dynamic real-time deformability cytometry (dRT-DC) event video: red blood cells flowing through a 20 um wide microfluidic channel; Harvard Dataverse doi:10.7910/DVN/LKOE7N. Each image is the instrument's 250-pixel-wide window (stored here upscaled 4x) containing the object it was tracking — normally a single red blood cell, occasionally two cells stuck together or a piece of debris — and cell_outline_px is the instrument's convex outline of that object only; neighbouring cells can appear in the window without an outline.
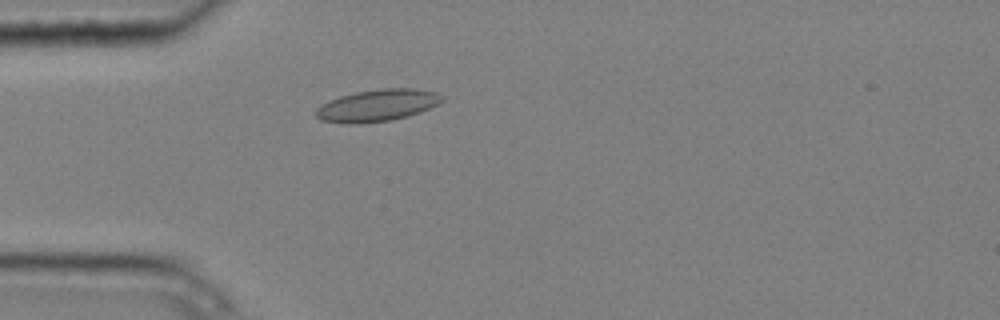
{"species": "common noctule bat (a hibernating species)", "species_latin": "Nyctalus noctula", "temperature_condition": "cold", "stored_images_in_passage": 1, "camera_frame_rate_fps": 3000, "um_per_image_px": 0.085, "animal": {"sex": "male", "body_mass_g": 20.4}, "frame": {"image": 1, "passage_image": 1, "time_ms": 0.0, "image_size_px": [1000, 320], "cell_outline_px": [[444, 100], [420, 112], [408, 116], [392, 120], [356, 124], [348, 124], [320, 120], [316, 116], [316, 108], [340, 96], [356, 92], [384, 88], [416, 88], [436, 92], [444, 96]], "centroid_in_image_um": [32.1, 8.96], "position_along_channel_um": 52.9, "area_um2": 23.35}}